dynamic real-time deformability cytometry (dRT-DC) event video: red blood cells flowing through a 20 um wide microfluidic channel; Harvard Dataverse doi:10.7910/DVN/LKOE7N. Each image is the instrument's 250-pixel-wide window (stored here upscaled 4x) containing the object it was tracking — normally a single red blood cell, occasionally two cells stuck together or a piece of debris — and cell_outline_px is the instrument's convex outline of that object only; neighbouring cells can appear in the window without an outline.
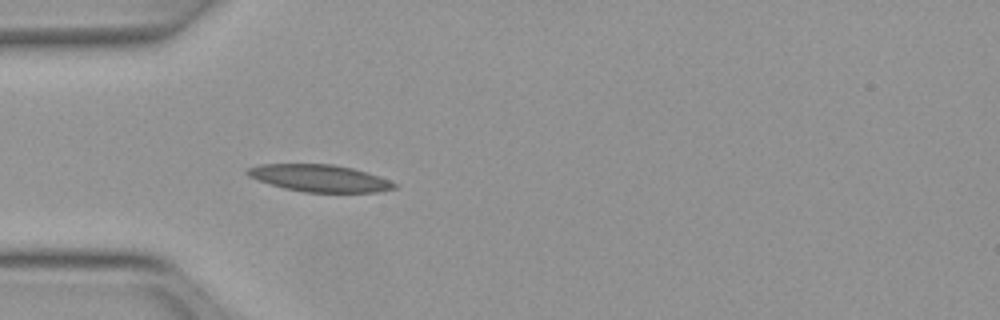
{"species": "Egyptian fruit bat (a non-hibernating species)", "species_latin": "Rousettus aegyptiacus", "temperature_condition": "warm", "stored_images_in_passage": 10, "camera_frame_rate_fps": 3000, "um_per_image_px": 0.085, "animal": {"sex": "female"}, "frame": {"image": 1, "passage_image": 4, "time_ms": 1.0, "image_size_px": [1000, 320], "cell_outline_px": [[396, 188], [376, 192], [304, 192], [284, 188], [248, 176], [244, 172], [248, 168], [260, 164], [332, 164], [352, 168], [388, 180], [396, 184]], "centroid_in_image_um": [27.12, 15.14], "position_along_channel_um": 57.9, "area_um2": 22.77}}
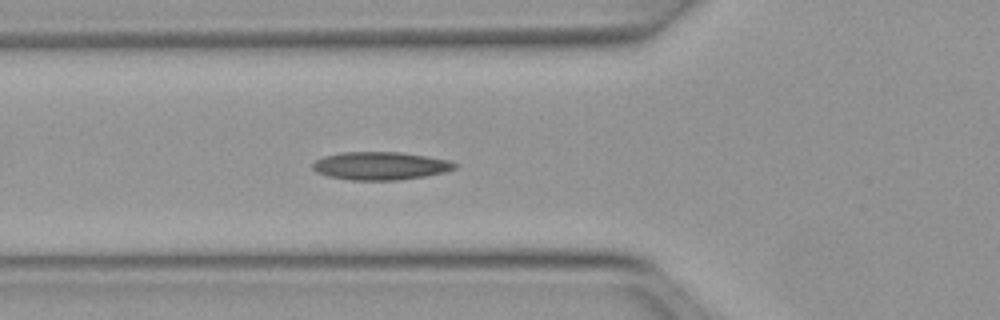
{"frame": {"image": 2, "passage_image": 7, "time_ms": 2.0, "image_size_px": [1000, 320], "cell_outline_px": [[456, 168], [444, 172], [424, 176], [396, 180], [352, 180], [328, 176], [316, 172], [312, 168], [312, 164], [316, 160], [324, 156], [340, 152], [400, 152], [448, 160], [456, 164]], "centroid_in_image_um": [32.29, 14.09], "position_along_channel_um": 93.5, "area_um2": 23.0}}